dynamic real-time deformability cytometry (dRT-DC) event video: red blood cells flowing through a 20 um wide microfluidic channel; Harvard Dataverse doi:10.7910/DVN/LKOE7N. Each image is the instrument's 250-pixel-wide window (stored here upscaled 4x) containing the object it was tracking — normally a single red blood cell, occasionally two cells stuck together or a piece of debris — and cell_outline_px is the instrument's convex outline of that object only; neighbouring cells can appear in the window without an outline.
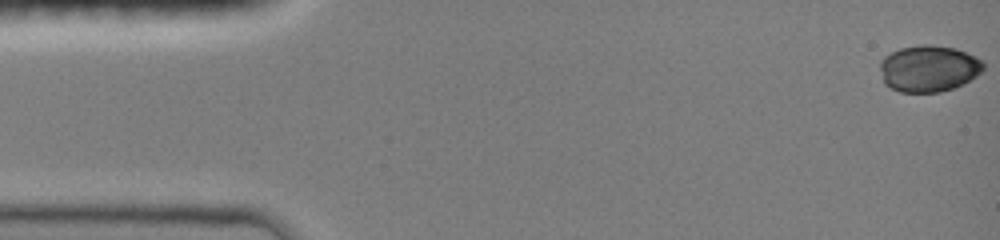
{"species": "common noctule bat (a hibernating species)", "species_latin": "Nyctalus noctula", "temperature_condition": "room temperature", "stored_images_in_passage": 9, "camera_frame_rate_fps": 3000, "um_per_image_px": 0.085, "animal": {"sex": "female", "body_mass_g": 19.0, "forearm_length_mm": 51.5}, "frame": {"image": 1, "passage_image": 1, "time_ms": 0.0, "image_size_px": [1000, 240], "cell_outline_px": [[984, 68], [976, 76], [964, 84], [940, 92], [900, 92], [884, 84], [880, 68], [880, 60], [884, 56], [900, 48], [920, 44], [928, 44], [956, 48], [980, 60], [984, 64]], "centroid_in_image_um": [78.91, 5.82], "position_along_channel_um": 6.1, "area_um2": 27.98}}
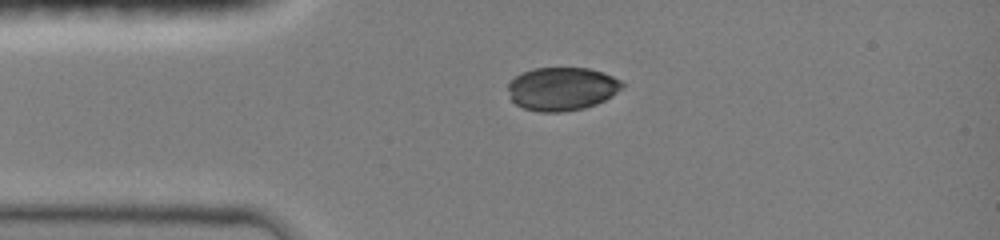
{"frame": {"image": 2, "passage_image": 6, "time_ms": 3.333, "image_size_px": [1000, 240], "cell_outline_px": [[624, 88], [612, 96], [596, 104], [584, 108], [560, 112], [540, 112], [524, 108], [516, 104], [512, 100], [508, 88], [508, 84], [516, 76], [524, 72], [536, 68], [588, 68], [612, 76], [620, 80], [624, 84]], "centroid_in_image_um": [47.78, 7.56], "position_along_channel_um": 37.2, "area_um2": 28.61}}
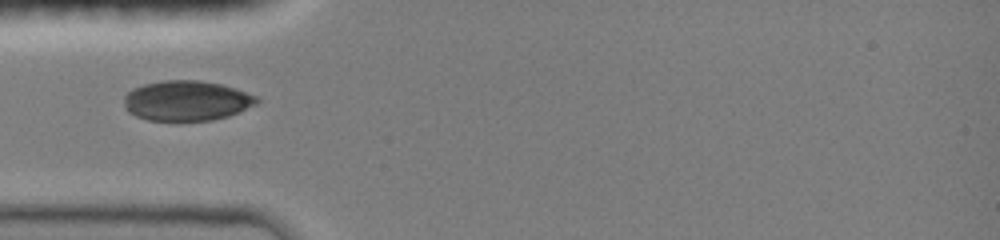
{"frame": {"image": 3, "passage_image": 8, "time_ms": 4.667, "image_size_px": [1000, 240], "cell_outline_px": [[260, 100], [256, 104], [228, 116], [212, 120], [176, 124], [148, 120], [136, 116], [128, 112], [124, 108], [124, 96], [132, 88], [144, 84], [164, 80], [200, 80], [220, 84], [236, 88], [260, 96]], "centroid_in_image_um": [15.85, 8.6], "position_along_channel_um": 69.2, "area_um2": 32.08}}